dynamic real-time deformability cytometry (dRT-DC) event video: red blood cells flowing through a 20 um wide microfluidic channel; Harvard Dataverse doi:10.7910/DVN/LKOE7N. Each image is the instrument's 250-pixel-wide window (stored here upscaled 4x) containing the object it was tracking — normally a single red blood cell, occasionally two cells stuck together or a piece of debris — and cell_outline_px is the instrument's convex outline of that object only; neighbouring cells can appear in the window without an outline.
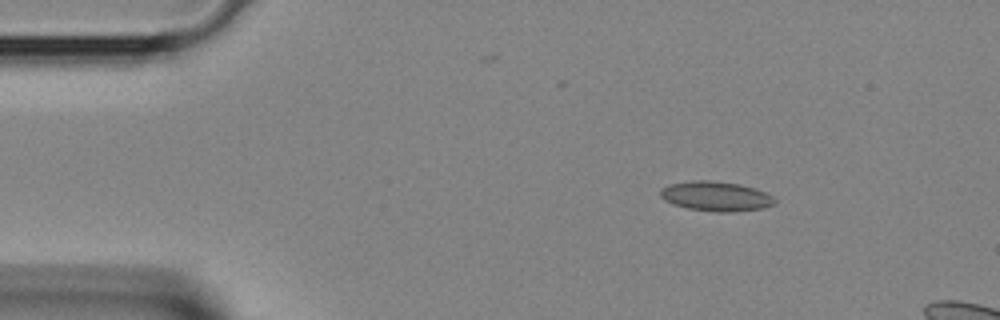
{"species": "Egyptian fruit bat (a non-hibernating species)", "species_latin": "Rousettus aegyptiacus", "temperature_condition": "room temperature", "stored_images_in_passage": 2, "camera_frame_rate_fps": 3000, "um_per_image_px": 0.085, "animal": {"sex": "female"}, "frame": {"image": 1, "passage_image": 1, "time_ms": 0.0, "image_size_px": [1000, 320], "cell_outline_px": [[776, 204], [764, 208], [732, 212], [716, 212], [688, 208], [672, 204], [664, 200], [660, 196], [660, 188], [668, 184], [692, 180], [708, 180], [740, 184], [756, 188], [772, 196], [776, 200]], "centroid_in_image_um": [60.84, 16.68], "position_along_channel_um": 24.2, "area_um2": 20.0}}